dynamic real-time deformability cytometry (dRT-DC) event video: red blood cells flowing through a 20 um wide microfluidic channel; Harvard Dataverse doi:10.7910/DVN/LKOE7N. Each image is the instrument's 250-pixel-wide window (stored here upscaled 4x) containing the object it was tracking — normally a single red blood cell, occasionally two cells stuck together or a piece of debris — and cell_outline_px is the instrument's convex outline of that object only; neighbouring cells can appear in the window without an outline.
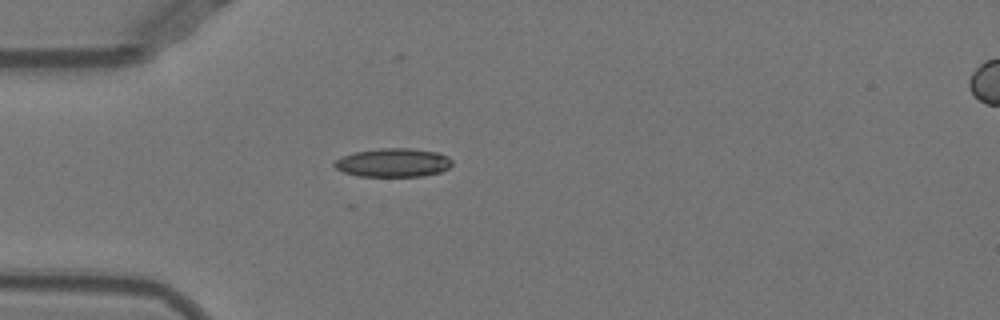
{"species": "Egyptian fruit bat (a non-hibernating species)", "species_latin": "Rousettus aegyptiacus", "temperature_condition": "warm", "stored_images_in_passage": 35, "camera_frame_rate_fps": 3000, "um_per_image_px": 0.085, "animal": {"sex": "female"}, "frame": {"image": 1, "passage_image": 1, "time_ms": 0.0, "image_size_px": [1000, 320], "cell_outline_px": [[452, 164], [448, 168], [440, 172], [420, 176], [360, 176], [344, 172], [336, 168], [332, 164], [340, 156], [356, 152], [380, 148], [412, 148], [436, 152], [448, 156], [452, 160]], "centroid_in_image_um": [33.42, 13.82], "position_along_channel_um": 51.6, "area_um2": 19.59}}
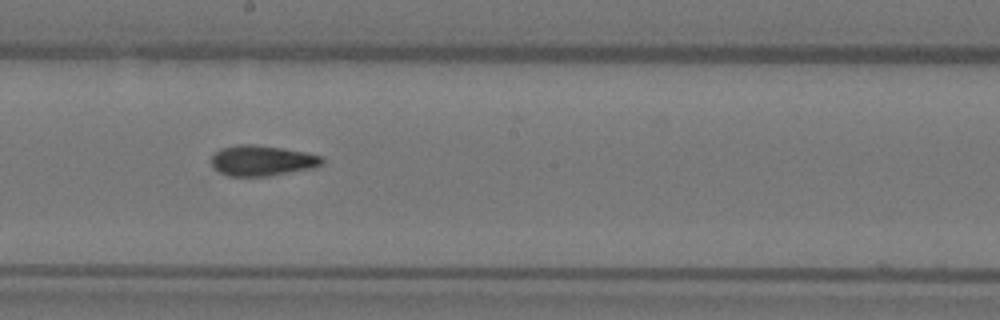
{"frame": {"image": 2, "passage_image": 15, "time_ms": 4.667, "image_size_px": [1000, 320], "cell_outline_px": [[324, 164], [312, 168], [268, 176], [228, 176], [220, 172], [212, 164], [212, 156], [220, 148], [236, 144], [252, 144], [280, 148], [304, 152], [320, 156], [324, 160]], "centroid_in_image_um": [22.27, 13.65], "position_along_channel_um": 225.9, "area_um2": 19.48}}
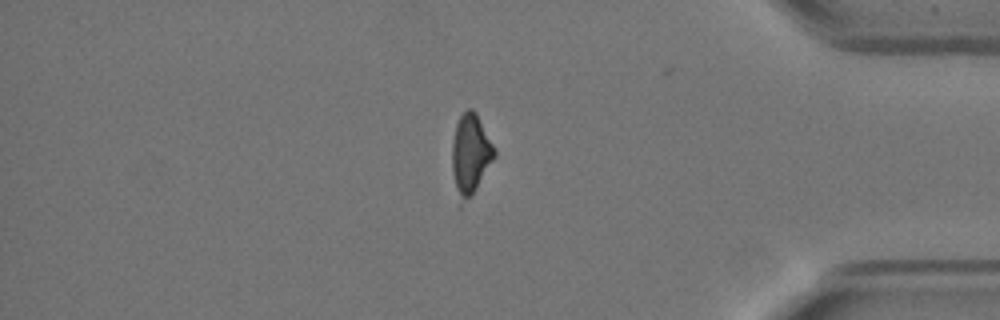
{"frame": {"image": 3, "passage_image": 30, "time_ms": 9.667, "image_size_px": [1000, 320], "cell_outline_px": [[496, 156], [476, 188], [460, 208], [452, 172], [452, 140], [456, 124], [460, 116], [468, 108], [472, 108], [476, 112], [496, 148]], "centroid_in_image_um": [39.99, 13.09], "position_along_channel_um": 395.2, "area_um2": 19.88}, "authors_computed_cell_mechanics": {"area_um2": 19.5364, "velocity_mm_per_s": 3.9561, "shape_relaxation_time_tau1_ms": 4.5064, "shape_relaxation_time_tau2_ms": 1.6801, "deformation_change_tau1": 0.1626, "deformation_change_tau2": 0.0891}}